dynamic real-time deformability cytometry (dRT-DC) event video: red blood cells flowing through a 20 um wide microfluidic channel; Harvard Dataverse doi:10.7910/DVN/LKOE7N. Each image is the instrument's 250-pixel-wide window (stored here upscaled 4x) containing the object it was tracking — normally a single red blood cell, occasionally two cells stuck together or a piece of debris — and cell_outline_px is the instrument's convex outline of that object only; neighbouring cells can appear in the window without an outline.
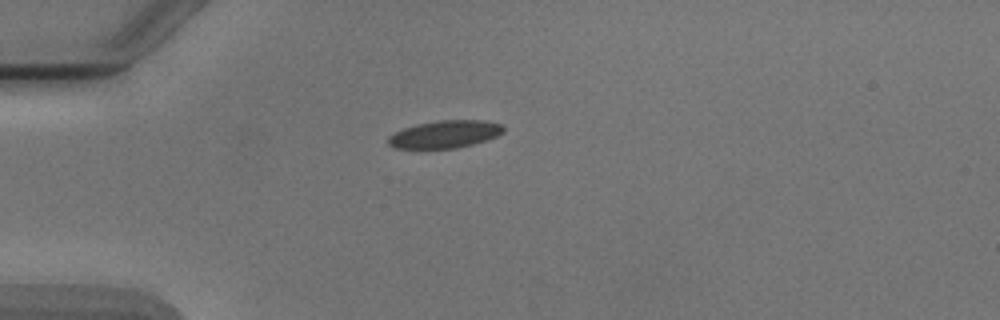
{"species": "Egyptian fruit bat (a non-hibernating species)", "species_latin": "Rousettus aegyptiacus", "temperature_condition": "cold", "stored_images_in_passage": 3, "camera_frame_rate_fps": 3000, "um_per_image_px": 0.085, "animal": {"sex": "male"}, "frame": {"image": 1, "passage_image": 3, "time_ms": 3.333, "image_size_px": [1000, 320], "cell_outline_px": [[504, 132], [496, 136], [472, 144], [456, 148], [392, 148], [388, 144], [388, 136], [404, 128], [416, 124], [436, 120], [484, 120], [500, 124], [504, 128]], "centroid_in_image_um": [37.79, 11.4], "position_along_channel_um": 47.2, "area_um2": 18.38}}